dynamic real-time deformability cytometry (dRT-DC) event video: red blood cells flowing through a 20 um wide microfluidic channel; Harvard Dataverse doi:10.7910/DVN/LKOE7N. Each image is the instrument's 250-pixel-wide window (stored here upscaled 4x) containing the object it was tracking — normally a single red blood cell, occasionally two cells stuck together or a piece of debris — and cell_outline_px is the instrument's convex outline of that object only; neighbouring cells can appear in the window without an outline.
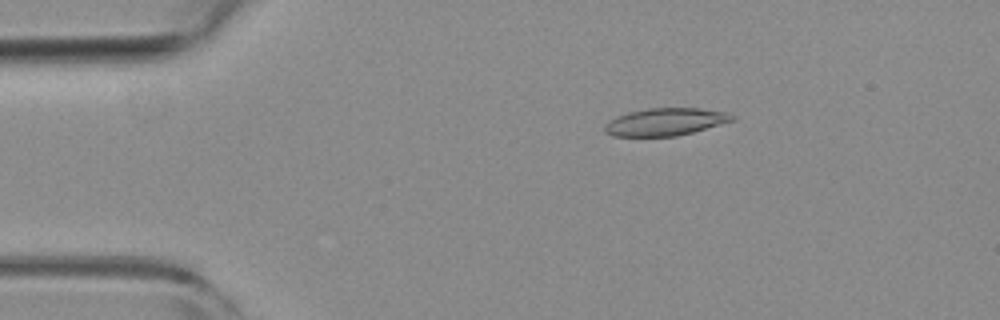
{"species": "common noctule bat (a hibernating species)", "species_latin": "Nyctalus noctula", "temperature_condition": "room temperature", "stored_images_in_passage": 53, "camera_frame_rate_fps": 3000, "um_per_image_px": 0.085, "animal": {"sex": "female", "body_mass_g": 19.3, "forearm_length_mm": 54.1}, "frame": {"image": 1, "passage_image": 9, "time_ms": 2.667, "image_size_px": [1000, 320], "cell_outline_px": [[736, 116], [732, 120], [692, 132], [676, 136], [612, 136], [604, 132], [604, 124], [608, 120], [616, 116], [628, 112], [648, 108], [700, 108], [724, 112]], "centroid_in_image_um": [56.47, 10.35], "position_along_channel_um": 28.5, "area_um2": 20.29}}
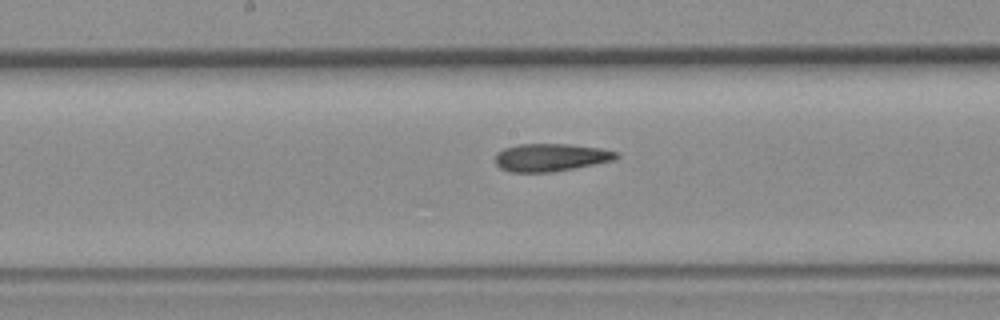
{"frame": {"image": 2, "passage_image": 27, "time_ms": 8.667, "image_size_px": [1000, 320], "cell_outline_px": [[620, 156], [616, 160], [552, 172], [508, 172], [500, 168], [496, 164], [496, 152], [504, 148], [520, 144], [568, 144], [600, 148], [620, 152]], "centroid_in_image_um": [46.83, 13.38], "position_along_channel_um": 201.4, "area_um2": 19.71}}
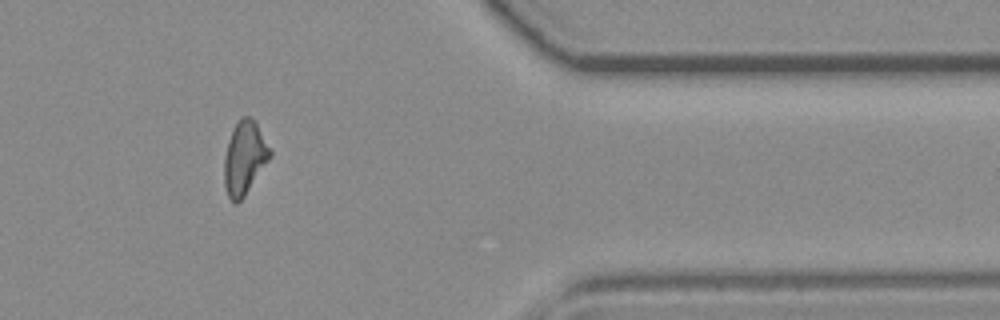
{"frame": {"image": 3, "passage_image": 44, "time_ms": 14.333, "image_size_px": [1000, 320], "cell_outline_px": [[272, 156], [244, 196], [236, 204], [228, 196], [224, 184], [224, 160], [228, 140], [240, 116], [248, 116], [256, 120], [272, 152]], "centroid_in_image_um": [20.8, 13.39], "position_along_channel_um": 390.6, "area_um2": 19.54}, "authors_computed_cell_mechanics": {"area_um2": 19.941, "velocity_mm_per_s": 3.7919, "shape_relaxation_time_tau1_ms": null, "shape_relaxation_time_tau2_ms": 2.8496, "deformation_change_tau1": null, "deformation_change_tau2": 0.1204}}